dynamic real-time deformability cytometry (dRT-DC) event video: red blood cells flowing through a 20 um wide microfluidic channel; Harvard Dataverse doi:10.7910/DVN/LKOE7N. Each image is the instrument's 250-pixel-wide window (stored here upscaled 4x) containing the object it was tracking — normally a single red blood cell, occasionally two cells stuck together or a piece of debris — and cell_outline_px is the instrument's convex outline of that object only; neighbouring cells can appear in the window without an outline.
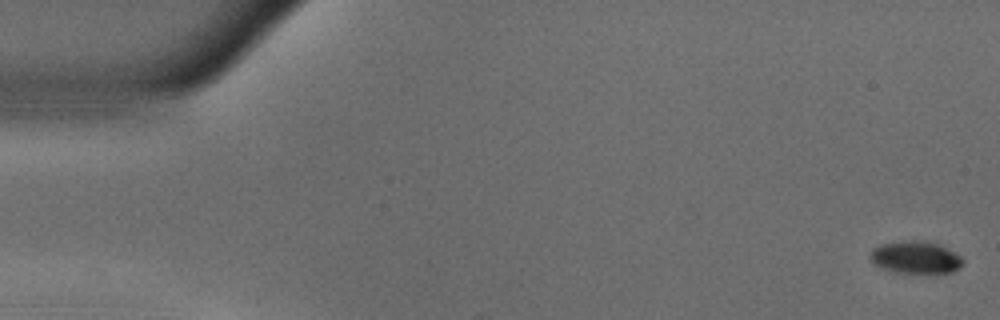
{"species": "common noctule bat (a hibernating species)", "species_latin": "Nyctalus noctula", "temperature_condition": "warm", "stored_images_in_passage": 11, "camera_frame_rate_fps": 3000, "um_per_image_px": 0.085, "animal": {"sex": "male", "body_mass_g": 18.8}, "frame": {"image": 1, "passage_image": 1, "time_ms": 0.0, "image_size_px": [1000, 320], "cell_outline_px": [[964, 260], [960, 268], [952, 272], [896, 272], [880, 268], [872, 264], [868, 256], [872, 248], [880, 244], [912, 240], [936, 244], [960, 256]], "centroid_in_image_um": [77.74, 21.89], "position_along_channel_um": 7.3, "area_um2": 17.17}}